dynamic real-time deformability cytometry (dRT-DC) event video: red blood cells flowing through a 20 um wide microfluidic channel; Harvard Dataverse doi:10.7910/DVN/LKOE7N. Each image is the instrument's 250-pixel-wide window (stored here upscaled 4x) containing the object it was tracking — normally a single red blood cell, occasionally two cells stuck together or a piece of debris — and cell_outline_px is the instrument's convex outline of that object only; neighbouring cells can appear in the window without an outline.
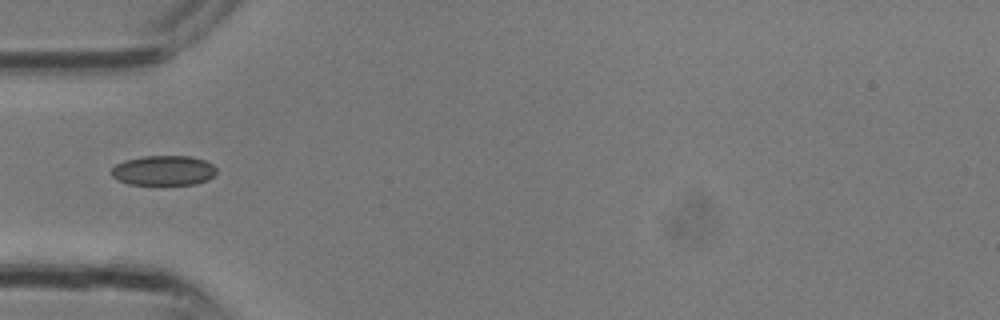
{"species": "common noctule bat (a hibernating species)", "species_latin": "Nyctalus noctula", "temperature_condition": "room temperature", "stored_images_in_passage": 5, "camera_frame_rate_fps": 3000, "um_per_image_px": 0.085, "animal": {"sex": "male", "body_mass_g": 13.3}, "frame": {"image": 1, "passage_image": 2, "time_ms": 0.333, "image_size_px": [1000, 320], "cell_outline_px": [[216, 172], [208, 180], [196, 184], [128, 184], [116, 180], [112, 176], [112, 168], [116, 164], [124, 160], [144, 156], [192, 156], [204, 160], [212, 164], [216, 168]], "centroid_in_image_um": [13.89, 14.49], "position_along_channel_um": 71.1, "area_um2": 18.32}}
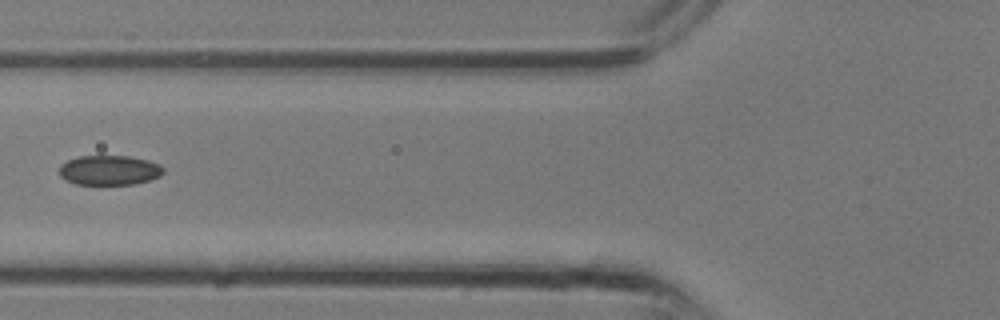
{"frame": {"image": 2, "passage_image": 4, "time_ms": 1.0, "image_size_px": [1000, 320], "cell_outline_px": [[164, 172], [160, 176], [136, 184], [76, 184], [60, 176], [60, 164], [76, 156], [128, 156], [148, 160], [160, 164], [164, 168]], "centroid_in_image_um": [9.31, 14.46], "position_along_channel_um": 116.5, "area_um2": 18.03}}